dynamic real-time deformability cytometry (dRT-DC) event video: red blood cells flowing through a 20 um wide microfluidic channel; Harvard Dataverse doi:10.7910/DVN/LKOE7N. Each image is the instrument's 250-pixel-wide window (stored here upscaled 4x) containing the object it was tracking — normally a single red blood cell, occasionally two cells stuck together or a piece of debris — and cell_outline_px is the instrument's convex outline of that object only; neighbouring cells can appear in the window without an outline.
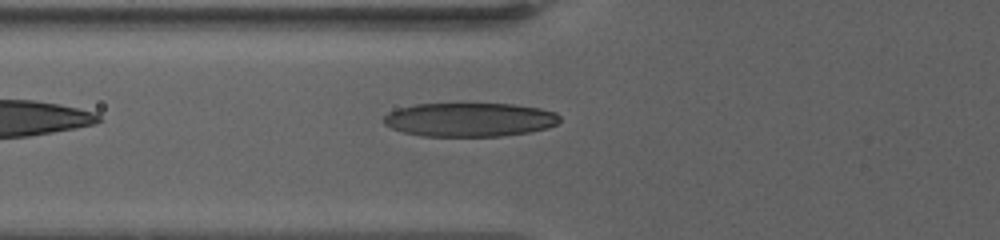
{"species": "human", "species_latin": "Homo sapiens", "temperature_condition": "warm", "stored_images_in_passage": 32, "camera_frame_rate_fps": 3000, "um_per_image_px": 0.085, "donor": {"sex": "female"}, "frame": {"image": 1, "passage_image": 2, "time_ms": 0.333, "image_size_px": [1000, 240], "cell_outline_px": [[560, 120], [556, 124], [548, 128], [528, 132], [500, 136], [424, 136], [404, 132], [392, 128], [384, 124], [384, 116], [388, 112], [396, 108], [416, 104], [512, 104], [540, 108], [556, 112], [560, 116]], "centroid_in_image_um": [39.92, 10.16], "position_along_channel_um": 85.9, "area_um2": 34.74}}
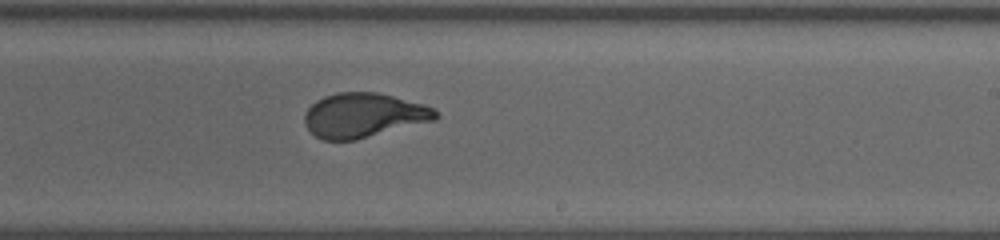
{"frame": {"image": 2, "passage_image": 15, "time_ms": 5.667, "image_size_px": [1000, 240], "cell_outline_px": [[440, 116], [436, 120], [356, 140], [324, 140], [316, 136], [308, 128], [304, 120], [304, 116], [308, 108], [316, 100], [324, 96], [336, 92], [376, 92], [424, 104], [432, 108]], "centroid_in_image_um": [30.91, 9.8], "position_along_channel_um": 258.1, "area_um2": 33.87}}
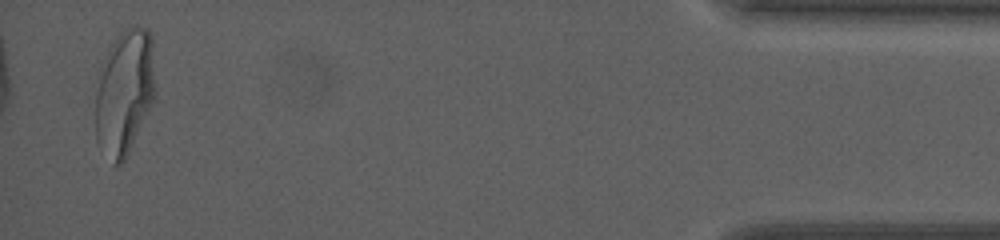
{"frame": {"image": 3, "passage_image": 31, "time_ms": 13.0, "image_size_px": [1000, 240], "cell_outline_px": [[156, 88], [152, 104], [124, 160], [120, 164], [112, 164], [96, 140], [96, 88], [112, 44], [116, 36], [120, 32], [132, 24], [136, 24], [148, 28], [152, 36]], "centroid_in_image_um": [10.63, 7.79], "position_along_channel_um": 424.6, "area_um2": 43.35}, "authors_computed_cell_mechanics": {"area_um2": 34.4777, "velocity_mm_per_s": 3.2232, "shape_relaxation_time_tau1_ms": 4.0152, "shape_relaxation_time_tau2_ms": null, "deformation_change_tau1": 0.2141, "deformation_change_tau2": null}}